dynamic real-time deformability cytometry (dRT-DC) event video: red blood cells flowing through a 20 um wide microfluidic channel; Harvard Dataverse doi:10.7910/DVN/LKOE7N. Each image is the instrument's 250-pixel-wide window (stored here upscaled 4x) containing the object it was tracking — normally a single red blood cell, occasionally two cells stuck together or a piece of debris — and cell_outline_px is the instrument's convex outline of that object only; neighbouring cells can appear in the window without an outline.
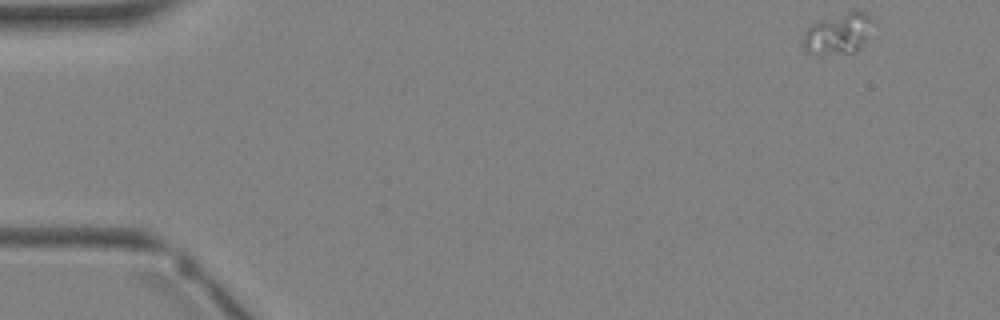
{"species": "Egyptian fruit bat (a non-hibernating species)", "species_latin": "Rousettus aegyptiacus", "temperature_condition": "warm", "stored_images_in_passage": 3, "segment_of_instrument_passage": [2, 2], "camera_frame_rate_fps": 3000, "um_per_image_px": 0.085, "animal": {"sex": "female"}, "frame": {"image": 1, "passage_image": 3, "time_ms": 3.333, "image_size_px": [1000, 320], "cell_outline_px": [[872, 20], [864, 40], [856, 52], [804, 52], [804, 32], [816, 20], [848, 12], [868, 12], [872, 16]], "centroid_in_image_um": [71.21, 2.81], "position_along_channel_um": 13.8, "area_um2": 15.84}}